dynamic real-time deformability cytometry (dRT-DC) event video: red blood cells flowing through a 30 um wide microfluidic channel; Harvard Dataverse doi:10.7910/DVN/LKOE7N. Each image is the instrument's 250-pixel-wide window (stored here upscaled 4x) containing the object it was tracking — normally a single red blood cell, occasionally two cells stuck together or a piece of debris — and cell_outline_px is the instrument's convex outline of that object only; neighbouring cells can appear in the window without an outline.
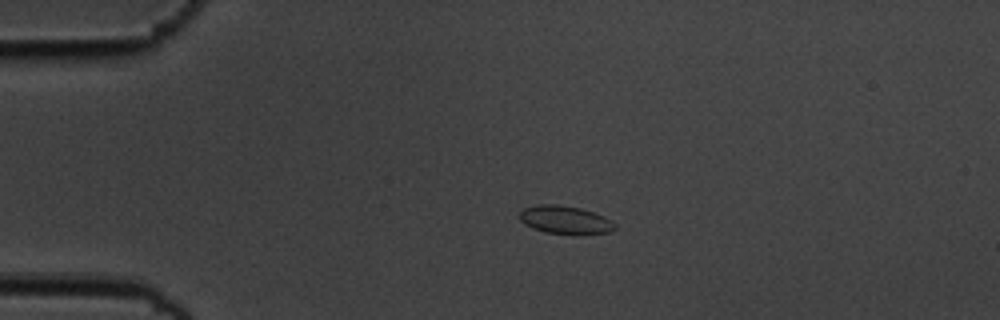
{"species": "common noctule bat (a hibernating species)", "species_latin": "Nyctalus noctula", "temperature_condition": "cold", "stored_images_in_passage": 3, "segment_of_instrument_passage": [1, 2], "camera_frame_rate_fps": 3000, "um_per_image_px": 0.085, "animal": {"sex": "male", "body_mass_g": 19.5, "forearm_length_mm": 54.6}, "frame": {"image": 1, "passage_image": 1, "time_ms": 0.0, "image_size_px": [1000, 320], "cell_outline_px": [[616, 228], [612, 232], [584, 236], [572, 236], [544, 232], [532, 228], [524, 224], [520, 220], [520, 212], [524, 208], [540, 204], [560, 204], [580, 208], [604, 216], [612, 220], [616, 224]], "centroid_in_image_um": [48.1, 18.73], "position_along_channel_um": 36.9, "area_um2": 16.3}}